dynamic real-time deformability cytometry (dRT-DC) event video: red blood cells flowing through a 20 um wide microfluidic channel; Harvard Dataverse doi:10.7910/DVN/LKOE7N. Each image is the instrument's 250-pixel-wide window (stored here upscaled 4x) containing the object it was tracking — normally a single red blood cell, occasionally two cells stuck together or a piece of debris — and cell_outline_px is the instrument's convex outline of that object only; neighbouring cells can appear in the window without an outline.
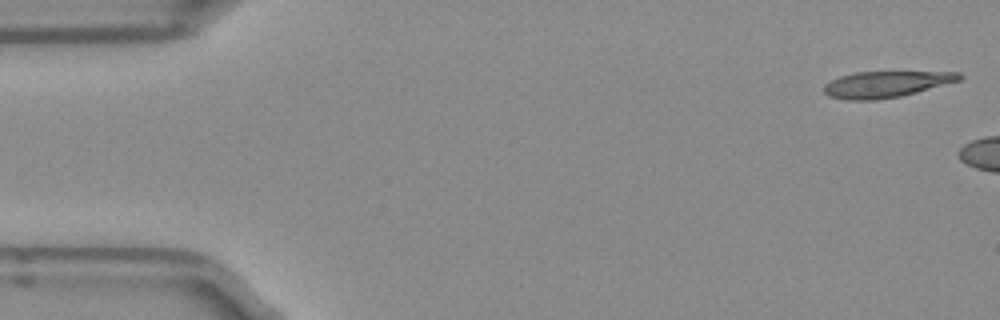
{"species": "Egyptian fruit bat (a non-hibernating species)", "species_latin": "Rousettus aegyptiacus", "temperature_condition": "room temperature", "stored_images_in_passage": 5, "camera_frame_rate_fps": 3000, "um_per_image_px": 0.085, "frame": {"image": 1, "passage_image": 1, "time_ms": 0.0, "image_size_px": [1000, 320], "cell_outline_px": [[964, 76], [960, 80], [916, 92], [900, 96], [876, 100], [848, 100], [828, 96], [824, 92], [824, 84], [840, 76], [856, 72], [960, 72]], "centroid_in_image_um": [75.29, 7.16], "position_along_channel_um": 9.7, "area_um2": 20.52}}